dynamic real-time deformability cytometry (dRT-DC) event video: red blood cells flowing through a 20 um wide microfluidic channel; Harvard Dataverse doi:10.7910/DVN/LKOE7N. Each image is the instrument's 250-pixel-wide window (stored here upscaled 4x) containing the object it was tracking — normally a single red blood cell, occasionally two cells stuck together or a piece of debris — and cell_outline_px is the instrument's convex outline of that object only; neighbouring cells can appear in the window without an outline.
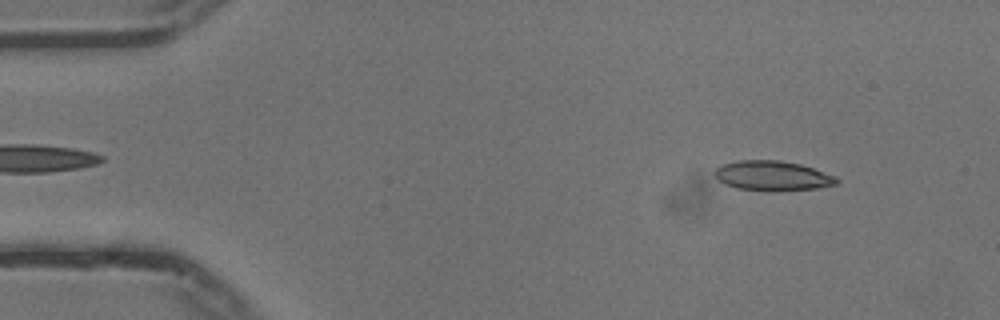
{"species": "common noctule bat (a hibernating species)", "species_latin": "Nyctalus noctula", "temperature_condition": "cold", "stored_images_in_passage": 53, "camera_frame_rate_fps": 3000, "um_per_image_px": 0.085, "animal": {"sex": "male", "body_mass_g": 13.3}, "frame": {"image": 1, "passage_image": 5, "time_ms": 1.333, "image_size_px": [1000, 320], "cell_outline_px": [[840, 180], [836, 184], [816, 188], [772, 192], [768, 192], [736, 188], [724, 184], [712, 172], [720, 164], [736, 160], [780, 160], [800, 164], [836, 176]], "centroid_in_image_um": [65.62, 14.94], "position_along_channel_um": 19.4, "area_um2": 21.5}}
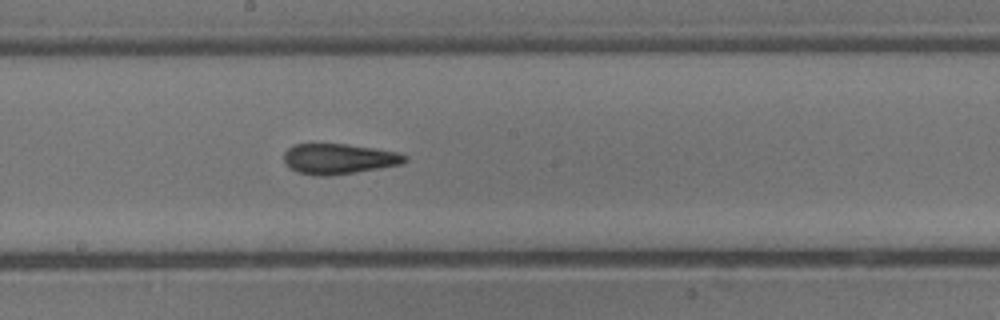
{"frame": {"image": 2, "passage_image": 28, "time_ms": 9.0, "image_size_px": [1000, 320], "cell_outline_px": [[408, 160], [400, 164], [328, 176], [320, 176], [296, 172], [284, 160], [284, 152], [288, 148], [296, 144], [348, 144], [396, 152], [408, 156]], "centroid_in_image_um": [28.78, 13.49], "position_along_channel_um": 219.4, "area_um2": 20.98}}
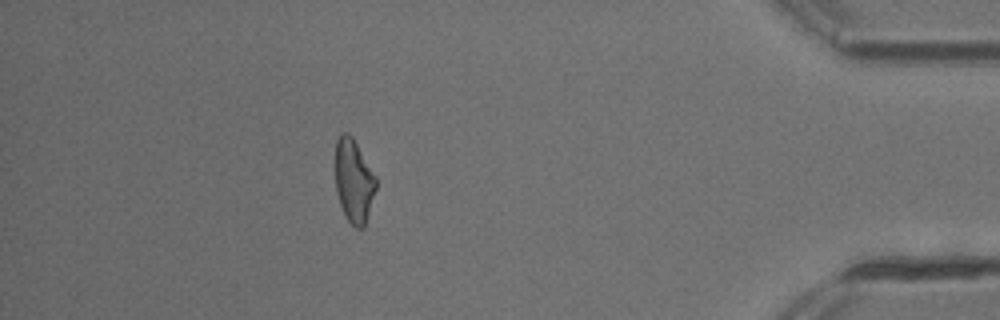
{"frame": {"image": 3, "passage_image": 47, "time_ms": 15.333, "image_size_px": [1000, 320], "cell_outline_px": [[376, 188], [364, 228], [356, 228], [348, 220], [340, 204], [336, 192], [336, 140], [340, 132], [348, 132], [352, 136], [376, 176]], "centroid_in_image_um": [30.07, 15.35], "position_along_channel_um": 405.1, "area_um2": 19.65}, "authors_computed_cell_mechanics": {"area_um2": 21.2704, "velocity_mm_per_s": 3.7486, "shape_relaxation_time_tau1_ms": null, "shape_relaxation_time_tau2_ms": 3.0948, "deformation_change_tau1": null, "deformation_change_tau2": 0.1123}}